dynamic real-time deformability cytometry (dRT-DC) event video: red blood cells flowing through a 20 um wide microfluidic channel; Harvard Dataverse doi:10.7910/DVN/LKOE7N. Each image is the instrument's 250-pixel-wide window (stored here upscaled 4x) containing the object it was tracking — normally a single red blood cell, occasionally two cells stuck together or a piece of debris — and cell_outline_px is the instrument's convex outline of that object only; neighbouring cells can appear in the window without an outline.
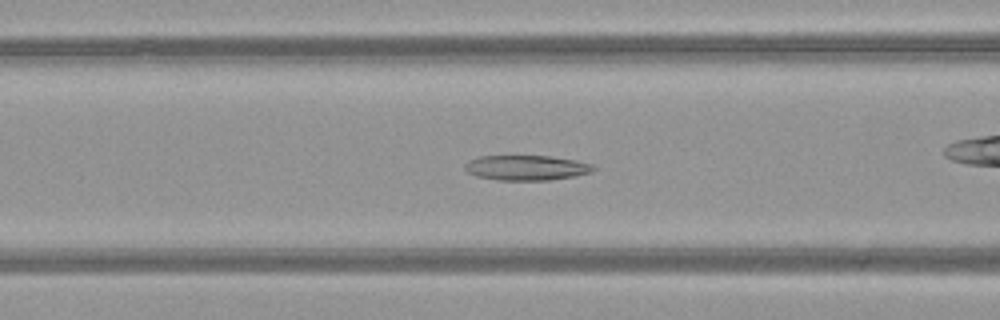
{"species": "common noctule bat (a hibernating species)", "species_latin": "Nyctalus noctula", "temperature_condition": "warm", "stored_images_in_passage": 51, "camera_frame_rate_fps": 3000, "um_per_image_px": 0.085, "animal": {"sex": "female", "body_mass_g": 21.9}, "frame": {"image": 1, "passage_image": 20, "time_ms": 6.333, "image_size_px": [1000, 320], "cell_outline_px": [[596, 168], [592, 172], [576, 176], [548, 180], [496, 180], [476, 176], [468, 172], [464, 168], [464, 164], [468, 160], [480, 156], [552, 156], [576, 160], [592, 164]], "centroid_in_image_um": [44.75, 14.26], "position_along_channel_um": 121.9, "area_um2": 18.9}}
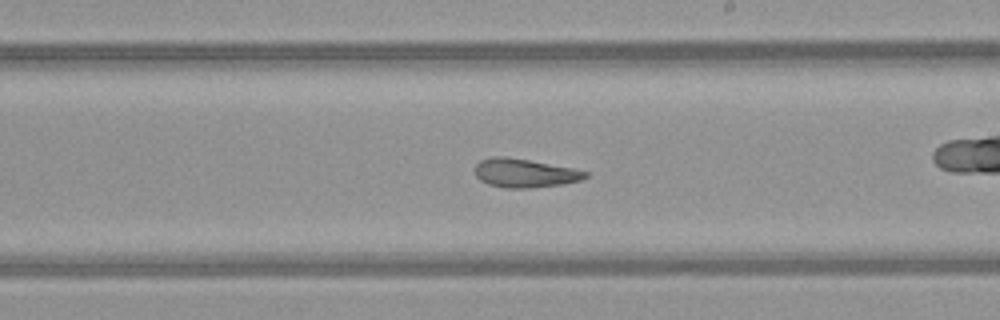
{"frame": {"image": 2, "passage_image": 29, "time_ms": 9.333, "image_size_px": [1000, 320], "cell_outline_px": [[588, 176], [580, 180], [560, 184], [528, 188], [504, 188], [488, 184], [480, 180], [476, 176], [472, 168], [480, 160], [492, 156], [504, 156], [528, 160], [572, 168], [588, 172]], "centroid_in_image_um": [44.52, 14.7], "position_along_channel_um": 244.5, "area_um2": 18.44}}
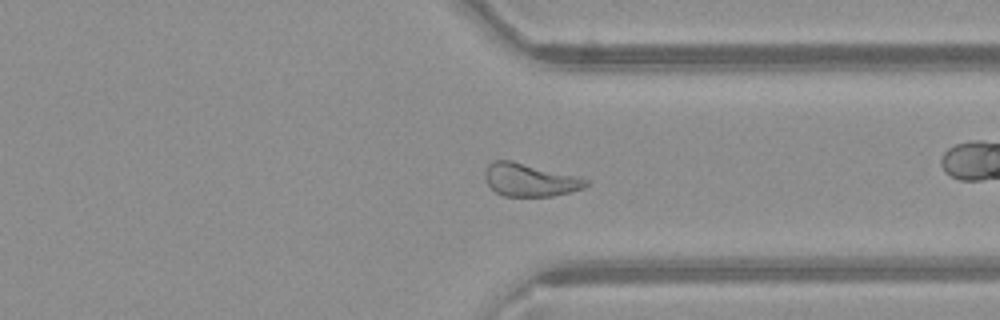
{"frame": {"image": 3, "passage_image": 38, "time_ms": 12.333, "image_size_px": [1000, 320], "cell_outline_px": [[588, 184], [584, 188], [552, 196], [504, 196], [496, 192], [488, 184], [484, 176], [484, 172], [488, 164], [492, 160], [512, 160], [580, 176], [588, 180]], "centroid_in_image_um": [45.04, 15.27], "position_along_channel_um": 366.4, "area_um2": 19.54}, "authors_computed_cell_mechanics": {"area_um2": 21.5594, "velocity_mm_per_s": 4.0725, "shape_relaxation_time_tau1_ms": null, "shape_relaxation_time_tau2_ms": 2.2879, "deformation_change_tau1": null, "deformation_change_tau2": 0.1021}}